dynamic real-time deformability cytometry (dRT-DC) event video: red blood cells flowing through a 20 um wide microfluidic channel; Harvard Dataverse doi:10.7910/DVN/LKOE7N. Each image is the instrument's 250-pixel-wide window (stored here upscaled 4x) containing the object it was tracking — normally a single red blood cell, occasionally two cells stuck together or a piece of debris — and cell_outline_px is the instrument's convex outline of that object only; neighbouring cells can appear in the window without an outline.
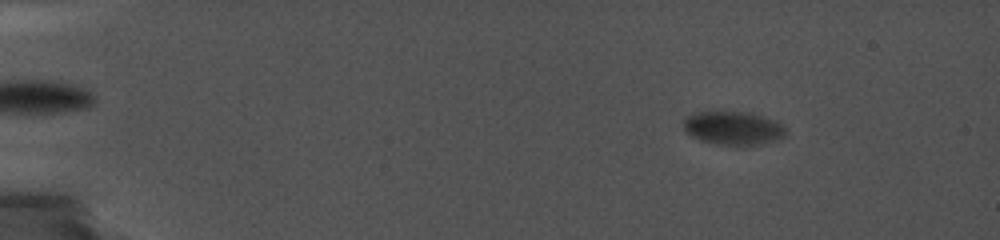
{"species": "common noctule bat (a hibernating species)", "species_latin": "Nyctalus noctula", "temperature_condition": "cold", "stored_images_in_passage": 72, "camera_frame_rate_fps": 5000, "um_per_image_px": 0.085, "animal": {"sex": "female", "body_mass_g": 19.0, "forearm_length_mm": 56.7}, "frame": {"image": 1, "passage_image": 12, "time_ms": 3.0, "image_size_px": [1000, 240], "cell_outline_px": [[788, 132], [780, 140], [744, 148], [736, 148], [712, 144], [700, 140], [684, 132], [684, 116], [700, 112], [752, 112], [772, 120], [780, 124]], "centroid_in_image_um": [62.33, 10.95], "position_along_channel_um": 22.7, "area_um2": 20.75}}
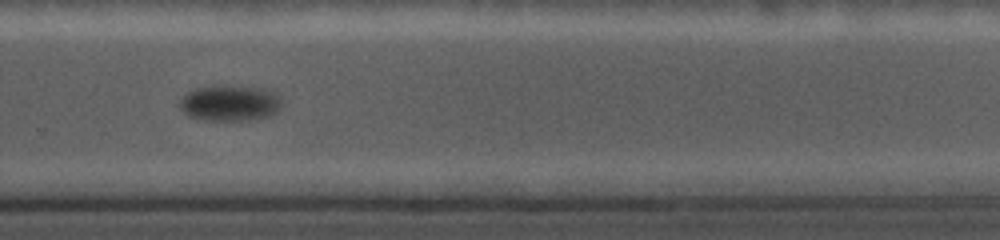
{"frame": {"image": 2, "passage_image": 56, "time_ms": 14.8, "image_size_px": [1000, 240], "cell_outline_px": [[280, 108], [272, 116], [248, 120], [204, 120], [188, 116], [180, 108], [180, 100], [188, 92], [196, 88], [216, 84], [260, 88], [272, 92], [280, 100]], "centroid_in_image_um": [19.51, 8.76], "position_along_channel_um": 310.3, "area_um2": 21.33}}
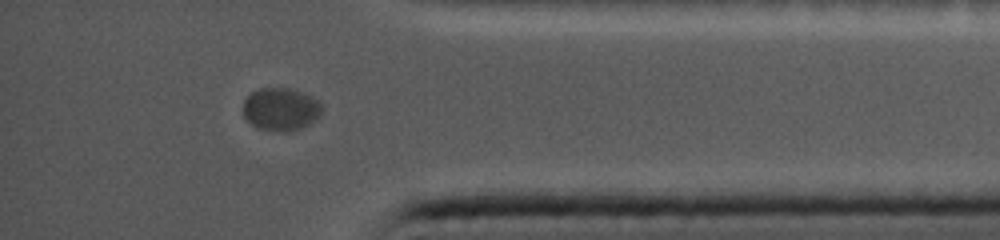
{"frame": {"image": 3, "passage_image": 67, "time_ms": 17.8, "image_size_px": [1000, 240], "cell_outline_px": [[324, 108], [320, 116], [316, 120], [300, 128], [288, 132], [276, 132], [260, 128], [252, 124], [244, 116], [244, 100], [252, 92], [260, 88], [288, 88], [304, 92], [320, 100]], "centroid_in_image_um": [23.93, 9.28], "position_along_channel_um": 411.3, "area_um2": 19.88}}